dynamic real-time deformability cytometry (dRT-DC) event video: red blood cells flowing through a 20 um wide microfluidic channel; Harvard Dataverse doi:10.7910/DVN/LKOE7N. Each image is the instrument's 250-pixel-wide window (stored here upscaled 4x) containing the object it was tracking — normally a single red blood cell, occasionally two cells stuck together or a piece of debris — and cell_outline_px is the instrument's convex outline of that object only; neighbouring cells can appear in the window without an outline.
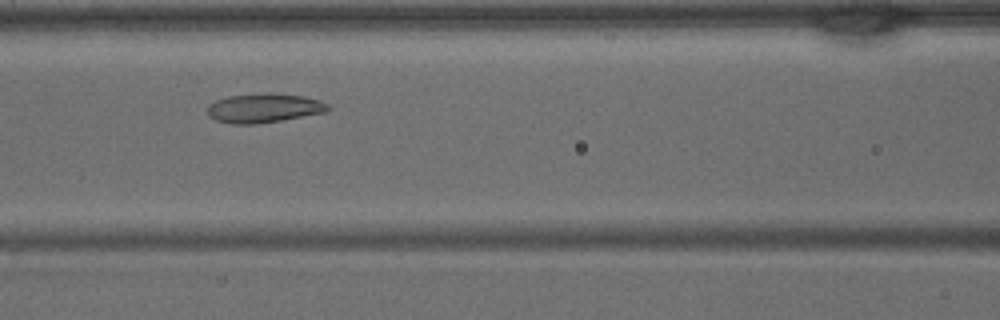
{"species": "common noctule bat (a hibernating species)", "species_latin": "Nyctalus noctula", "temperature_condition": "warm", "stored_images_in_passage": 32, "camera_frame_rate_fps": 3000, "um_per_image_px": 0.085, "animal": {"sex": "male", "body_mass_g": 15.6}, "frame": {"image": 1, "passage_image": 9, "time_ms": 2.667, "image_size_px": [1000, 320], "cell_outline_px": [[332, 108], [324, 112], [280, 120], [256, 124], [232, 124], [216, 120], [208, 116], [208, 104], [216, 100], [228, 96], [268, 92], [272, 92], [304, 96], [320, 100], [328, 104]], "centroid_in_image_um": [22.42, 9.17], "position_along_channel_um": 144.2, "area_um2": 20.58}}
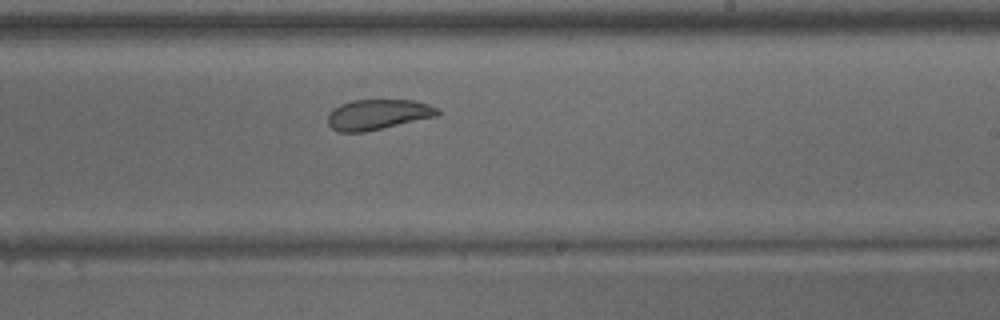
{"frame": {"image": 2, "passage_image": 16, "time_ms": 5.0, "image_size_px": [1000, 320], "cell_outline_px": [[440, 112], [436, 116], [364, 132], [340, 132], [332, 128], [328, 124], [328, 116], [332, 108], [340, 104], [352, 100], [412, 100], [428, 104], [440, 108]], "centroid_in_image_um": [32.1, 9.72], "position_along_channel_um": 256.9, "area_um2": 19.31}}
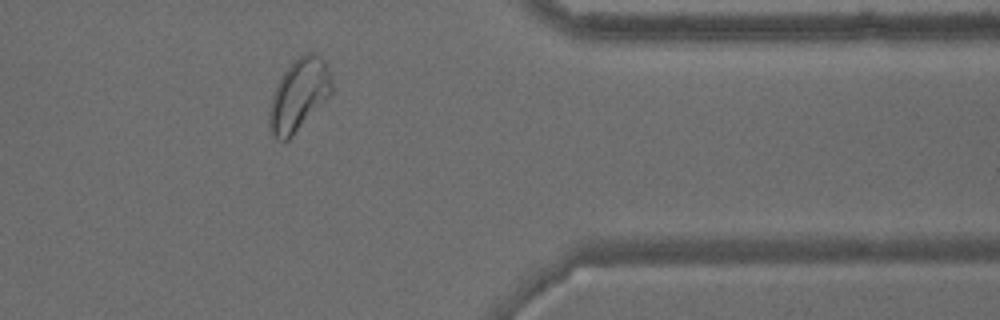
{"frame": {"image": 3, "passage_image": 25, "time_ms": 8.0, "image_size_px": [1000, 320], "cell_outline_px": [[332, 92], [292, 136], [288, 140], [280, 140], [272, 136], [268, 124], [268, 112], [272, 96], [276, 84], [280, 76], [292, 60], [304, 52], [312, 52], [320, 56], [328, 64], [332, 80]], "centroid_in_image_um": [25.38, 8.02], "position_along_channel_um": 386.0, "area_um2": 26.41}}